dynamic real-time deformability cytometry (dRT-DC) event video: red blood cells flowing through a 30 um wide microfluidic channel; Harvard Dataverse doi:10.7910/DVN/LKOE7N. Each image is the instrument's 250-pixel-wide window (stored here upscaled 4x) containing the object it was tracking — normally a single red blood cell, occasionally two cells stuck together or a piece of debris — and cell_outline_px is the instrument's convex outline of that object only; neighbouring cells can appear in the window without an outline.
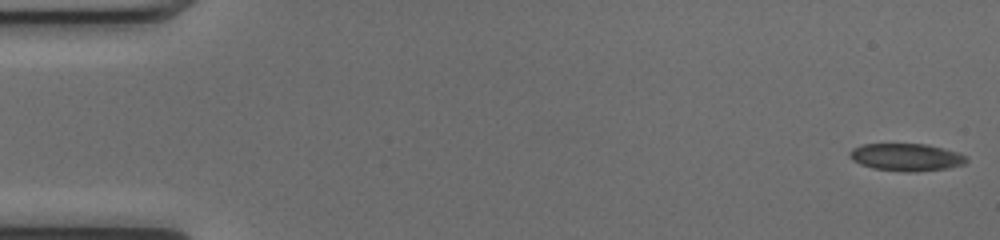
{"species": "common noctule bat (a hibernating species)", "species_latin": "Nyctalus noctula", "temperature_condition": "cold", "stored_images_in_passage": 51, "camera_frame_rate_fps": 3000, "um_per_image_px": 0.085, "animal": {"sex": "female", "body_mass_g": 17.0, "forearm_length_mm": 48.0}, "frame": {"image": 1, "passage_image": 1, "time_ms": 0.0, "image_size_px": [1000, 240], "cell_outline_px": [[968, 160], [964, 164], [948, 168], [916, 172], [904, 172], [872, 168], [860, 164], [852, 160], [848, 156], [848, 152], [852, 148], [864, 144], [928, 144], [960, 152], [968, 156]], "centroid_in_image_um": [77.05, 13.36], "position_along_channel_um": 7.9, "area_um2": 19.02}}
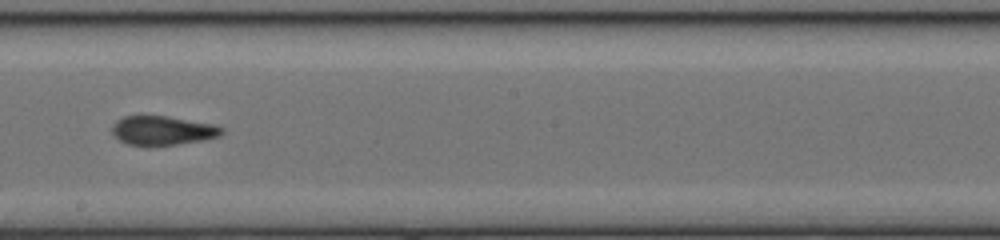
{"frame": {"image": 2, "passage_image": 29, "time_ms": 9.333, "image_size_px": [1000, 240], "cell_outline_px": [[224, 132], [220, 136], [204, 140], [148, 148], [128, 144], [120, 140], [112, 132], [112, 124], [116, 120], [124, 116], [168, 116], [216, 124], [224, 128]], "centroid_in_image_um": [13.84, 11.11], "position_along_channel_um": 234.4, "area_um2": 19.13}}
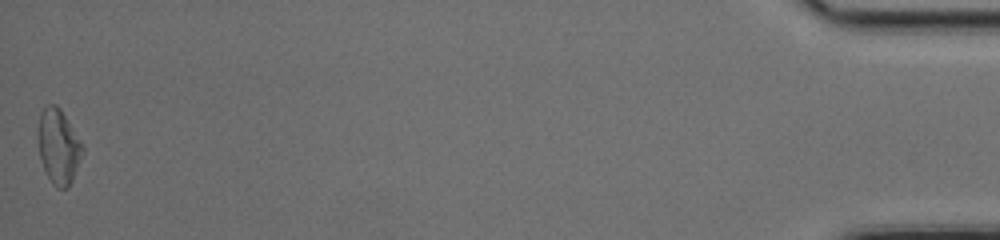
{"frame": {"image": 3, "passage_image": 51, "time_ms": 16.667, "image_size_px": [1000, 240], "cell_outline_px": [[84, 152], [72, 180], [68, 188], [56, 188], [52, 184], [44, 168], [40, 156], [36, 132], [40, 112], [48, 104], [56, 104], [60, 108], [80, 140], [84, 148]], "centroid_in_image_um": [4.96, 12.44], "position_along_channel_um": 430.2, "area_um2": 19.48}, "authors_computed_cell_mechanics": {"area_um2": 19.074, "velocity_mm_per_s": 4.0481, "shape_relaxation_time_tau1_ms": null, "shape_relaxation_time_tau2_ms": 2.6953, "deformation_change_tau1": null, "deformation_change_tau2": 0.0769}}